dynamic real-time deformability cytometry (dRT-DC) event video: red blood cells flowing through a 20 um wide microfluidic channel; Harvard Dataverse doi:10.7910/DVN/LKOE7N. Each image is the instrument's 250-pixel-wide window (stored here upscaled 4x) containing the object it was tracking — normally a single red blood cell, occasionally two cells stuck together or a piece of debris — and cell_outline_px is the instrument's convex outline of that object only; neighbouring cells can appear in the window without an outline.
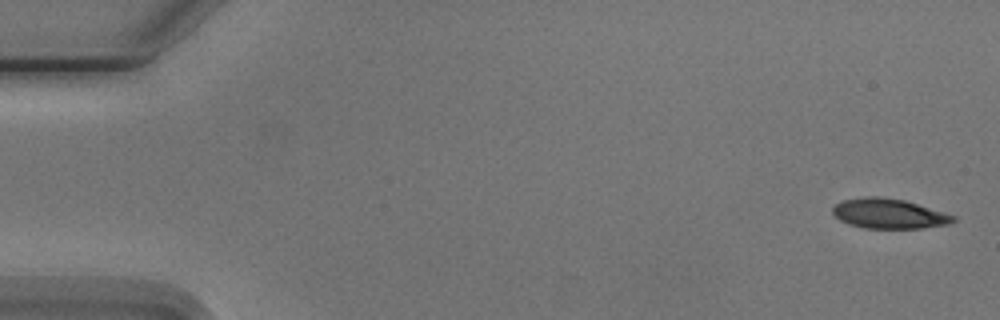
{"species": "Egyptian fruit bat (a non-hibernating species)", "species_latin": "Rousettus aegyptiacus", "temperature_condition": "cold", "stored_images_in_passage": 7, "segment_of_instrument_passage": [1, 2], "camera_frame_rate_fps": 3000, "um_per_image_px": 0.085, "animal": {"sex": "male"}, "frame": {"image": 1, "passage_image": 1, "time_ms": 0.0, "image_size_px": [1000, 320], "cell_outline_px": [[956, 220], [948, 224], [920, 228], [864, 228], [848, 224], [840, 220], [832, 212], [832, 208], [836, 204], [844, 200], [864, 196], [880, 196], [904, 200], [944, 212], [956, 216]], "centroid_in_image_um": [75.55, 18.15], "position_along_channel_um": 9.5, "area_um2": 20.92}}
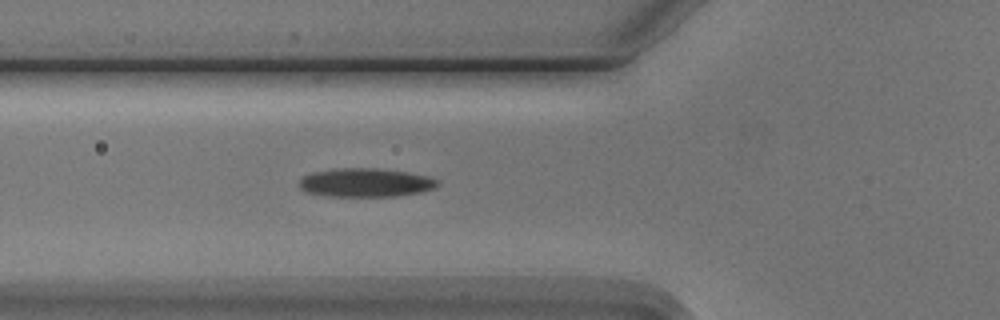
{"frame": {"image": 2, "passage_image": 6, "time_ms": 6.0, "image_size_px": [1000, 320], "cell_outline_px": [[440, 184], [436, 188], [420, 192], [396, 196], [328, 196], [304, 192], [300, 188], [300, 180], [304, 176], [312, 172], [332, 168], [380, 168], [408, 172], [428, 176], [440, 180]], "centroid_in_image_um": [31.1, 15.51], "position_along_channel_um": 94.7, "area_um2": 23.41}}